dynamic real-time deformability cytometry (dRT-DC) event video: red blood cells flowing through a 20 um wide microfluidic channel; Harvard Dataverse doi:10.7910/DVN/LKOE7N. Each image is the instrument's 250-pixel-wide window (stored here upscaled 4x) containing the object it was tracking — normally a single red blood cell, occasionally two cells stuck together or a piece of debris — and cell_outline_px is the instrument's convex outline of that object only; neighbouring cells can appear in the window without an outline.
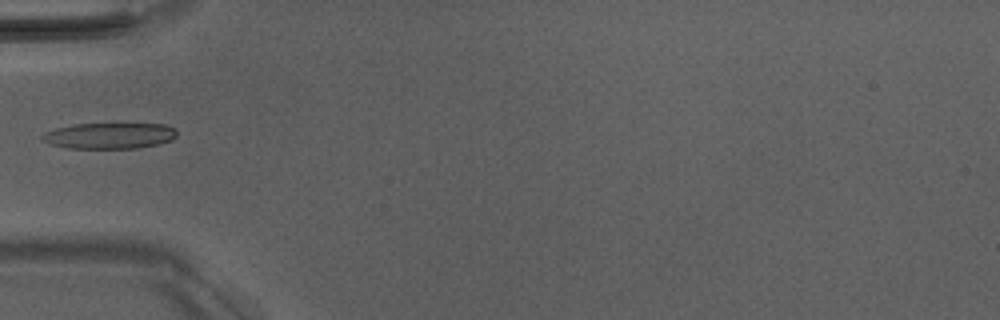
{"species": "Egyptian fruit bat (a non-hibernating species)", "species_latin": "Rousettus aegyptiacus", "temperature_condition": "room temperature", "stored_images_in_passage": 6, "camera_frame_rate_fps": 3000, "um_per_image_px": 0.085, "animal": {"sex": "male"}, "frame": {"image": 1, "passage_image": 5, "time_ms": 4.667, "image_size_px": [1000, 320], "cell_outline_px": [[176, 136], [172, 140], [160, 144], [136, 148], [68, 148], [52, 144], [40, 140], [40, 136], [44, 132], [56, 128], [72, 124], [164, 124], [176, 128]], "centroid_in_image_um": [9.3, 11.53], "position_along_channel_um": 75.7, "area_um2": 20.46}}